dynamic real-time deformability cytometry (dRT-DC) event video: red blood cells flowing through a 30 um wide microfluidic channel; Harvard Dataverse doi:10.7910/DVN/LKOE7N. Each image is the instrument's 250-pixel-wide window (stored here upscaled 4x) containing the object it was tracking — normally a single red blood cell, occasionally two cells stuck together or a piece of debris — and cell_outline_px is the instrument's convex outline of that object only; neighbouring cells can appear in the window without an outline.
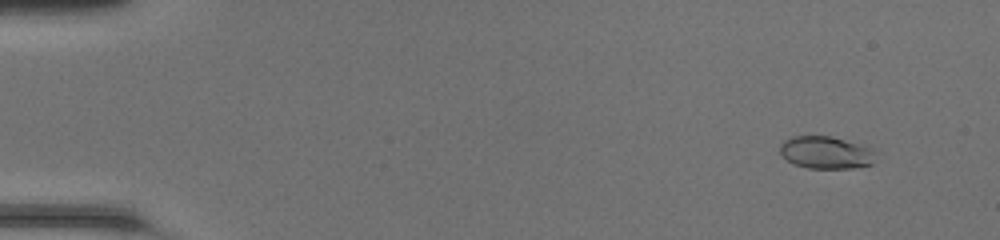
{"species": "common noctule bat (a hibernating species)", "species_latin": "Nyctalus noctula", "temperature_condition": "room temperature", "stored_images_in_passage": 50, "camera_frame_rate_fps": 3000, "um_per_image_px": 0.085, "animal": {"sex": "female", "body_mass_g": 20.0, "forearm_length_mm": 54.0}, "frame": {"image": 1, "passage_image": 5, "time_ms": 1.333, "image_size_px": [1000, 240], "cell_outline_px": [[880, 152], [872, 164], [852, 168], [808, 168], [796, 164], [788, 160], [780, 152], [780, 144], [784, 140], [792, 136], [832, 136], [872, 148]], "centroid_in_image_um": [70.27, 12.96], "position_along_channel_um": 14.7, "area_um2": 18.21}}
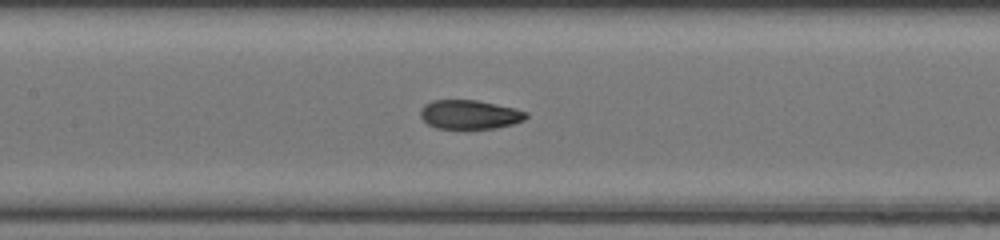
{"frame": {"image": 2, "passage_image": 25, "time_ms": 8.0, "image_size_px": [1000, 240], "cell_outline_px": [[528, 116], [524, 120], [512, 124], [496, 128], [436, 128], [428, 124], [420, 116], [420, 108], [424, 104], [432, 100], [476, 100], [516, 108], [528, 112]], "centroid_in_image_um": [39.92, 9.72], "position_along_channel_um": 167.5, "area_um2": 17.92}}
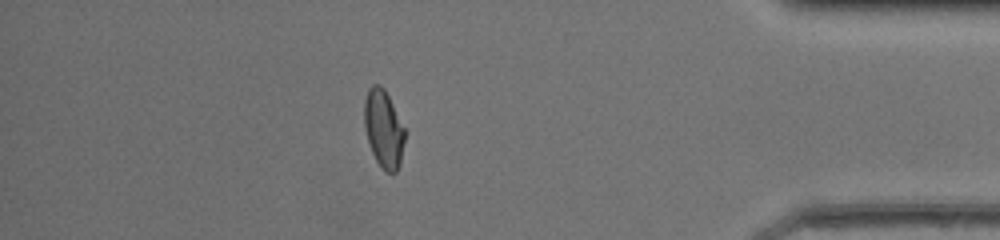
{"frame": {"image": 3, "passage_image": 44, "time_ms": 14.333, "image_size_px": [1000, 240], "cell_outline_px": [[404, 140], [400, 164], [396, 172], [384, 172], [376, 160], [372, 152], [364, 128], [364, 100], [368, 88], [372, 84], [380, 84], [384, 88], [404, 128]], "centroid_in_image_um": [32.58, 10.94], "position_along_channel_um": 402.6, "area_um2": 18.21}, "authors_computed_cell_mechanics": {"area_um2": 18.2648, "velocity_mm_per_s": 4.3053, "shape_relaxation_time_tau1_ms": 3.7401, "shape_relaxation_time_tau2_ms": 0.8357, "deformation_change_tau1": 0.1936, "deformation_change_tau2": 0.0611}}